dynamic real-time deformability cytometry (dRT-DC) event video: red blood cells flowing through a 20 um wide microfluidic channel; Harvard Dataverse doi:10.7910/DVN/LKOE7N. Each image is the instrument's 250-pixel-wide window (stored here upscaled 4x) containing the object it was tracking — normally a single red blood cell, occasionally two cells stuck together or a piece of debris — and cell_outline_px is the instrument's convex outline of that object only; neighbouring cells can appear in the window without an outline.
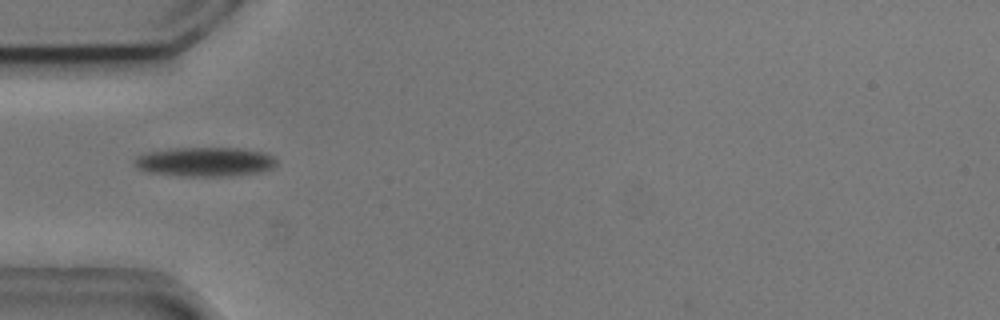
{"species": "common noctule bat (a hibernating species)", "species_latin": "Nyctalus noctula", "temperature_condition": "cold", "stored_images_in_passage": 3, "camera_frame_rate_fps": 3000, "um_per_image_px": 0.085, "animal": {"sex": "male", "body_mass_g": 20.5, "forearm_length_mm": 52.5}, "frame": {"image": 1, "passage_image": 1, "time_ms": 0.0, "image_size_px": [1000, 320], "cell_outline_px": [[276, 164], [272, 168], [260, 172], [224, 176], [184, 176], [148, 172], [136, 168], [132, 164], [132, 160], [136, 156], [148, 152], [168, 148], [240, 148], [268, 152], [276, 160]], "centroid_in_image_um": [17.39, 13.74], "position_along_channel_um": 67.6, "area_um2": 24.51}}